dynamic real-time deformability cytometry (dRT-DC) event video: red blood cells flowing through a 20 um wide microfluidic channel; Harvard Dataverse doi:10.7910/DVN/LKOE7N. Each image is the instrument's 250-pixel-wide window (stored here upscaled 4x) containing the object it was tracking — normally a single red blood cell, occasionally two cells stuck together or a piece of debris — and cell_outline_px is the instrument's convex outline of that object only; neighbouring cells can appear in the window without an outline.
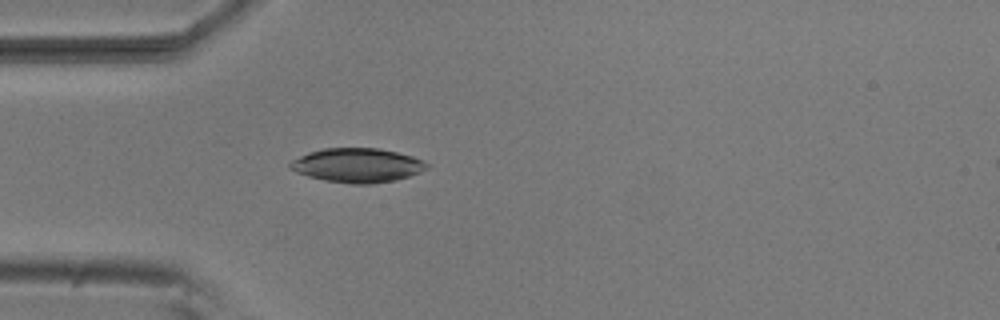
{"species": "common noctule bat (a hibernating species)", "species_latin": "Nyctalus noctula", "temperature_condition": "room temperature", "stored_images_in_passage": 36, "camera_frame_rate_fps": 3000, "um_per_image_px": 0.085, "animal": {"sex": "male", "body_mass_g": 20.5, "forearm_length_mm": 52.5}, "frame": {"image": 1, "passage_image": 1, "time_ms": 0.0, "image_size_px": [1000, 320], "cell_outline_px": [[428, 168], [420, 172], [396, 180], [372, 184], [352, 184], [324, 180], [308, 176], [296, 172], [288, 168], [288, 164], [292, 160], [308, 152], [324, 148], [380, 148], [412, 156], [424, 160], [428, 164]], "centroid_in_image_um": [30.36, 14.05], "position_along_channel_um": 54.6, "area_um2": 27.34}}
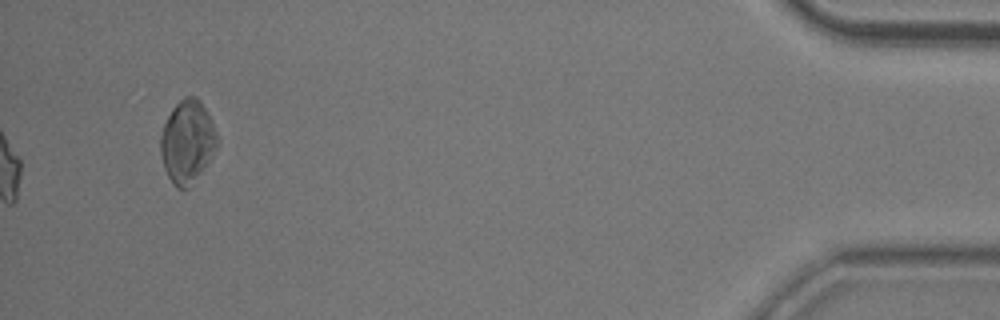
{"frame": {"image": 2, "passage_image": 36, "time_ms": 11.667, "image_size_px": [1000, 320], "cell_outline_px": [[220, 140], [188, 188], [176, 188], [168, 176], [164, 168], [160, 152], [160, 136], [164, 124], [172, 108], [184, 96], [196, 96], [200, 100]], "centroid_in_image_um": [15.88, 12.0], "position_along_channel_um": 419.3, "area_um2": 26.53}, "authors_computed_cell_mechanics": {"area_um2": 15.1147, "velocity_mm_per_s": 3.8203, "shape_relaxation_time_tau1_ms": null, "shape_relaxation_time_tau2_ms": 1.636, "deformation_change_tau1": null, "deformation_change_tau2": 0.1122}}